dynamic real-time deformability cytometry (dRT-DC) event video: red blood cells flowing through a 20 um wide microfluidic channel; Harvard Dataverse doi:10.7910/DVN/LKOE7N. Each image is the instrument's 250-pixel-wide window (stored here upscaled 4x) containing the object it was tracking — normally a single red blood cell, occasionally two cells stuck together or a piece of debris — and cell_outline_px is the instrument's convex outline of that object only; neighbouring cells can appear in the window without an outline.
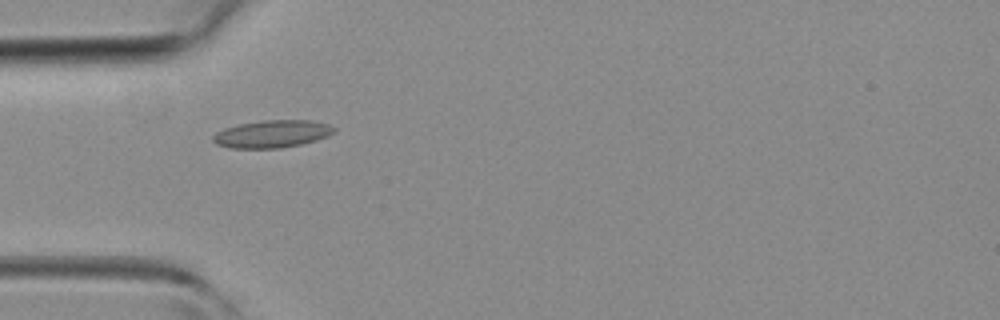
{"species": "common noctule bat (a hibernating species)", "species_latin": "Nyctalus noctula", "temperature_condition": "room temperature", "stored_images_in_passage": 37, "camera_frame_rate_fps": 3000, "um_per_image_px": 0.085, "animal": {"sex": "female", "body_mass_g": 19.3, "forearm_length_mm": 54.1}, "frame": {"image": 1, "passage_image": 8, "time_ms": 2.333, "image_size_px": [1000, 320], "cell_outline_px": [[336, 128], [328, 136], [316, 140], [300, 144], [280, 148], [228, 148], [216, 144], [212, 140], [212, 136], [216, 132], [224, 128], [240, 124], [264, 120], [312, 120], [328, 124]], "centroid_in_image_um": [23.1, 11.38], "position_along_channel_um": 61.9, "area_um2": 19.36}}
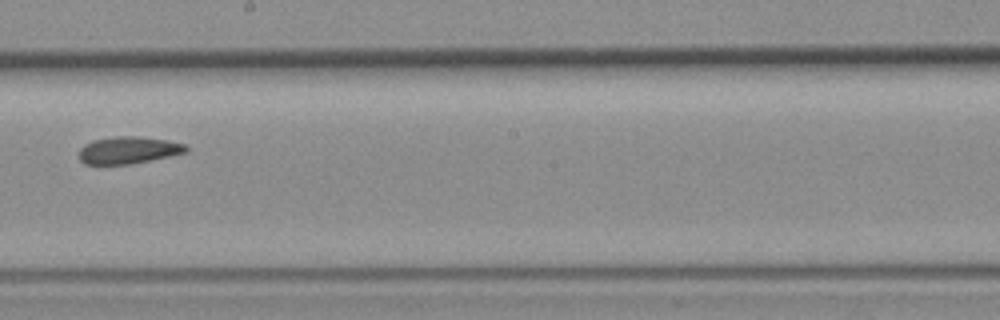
{"frame": {"image": 2, "passage_image": 19, "time_ms": 6.0, "image_size_px": [1000, 320], "cell_outline_px": [[188, 152], [128, 164], [84, 164], [80, 160], [80, 148], [84, 144], [92, 140], [116, 136], [140, 136], [168, 140], [184, 144], [188, 148]], "centroid_in_image_um": [10.9, 12.75], "position_along_channel_um": 237.3, "area_um2": 16.82}}
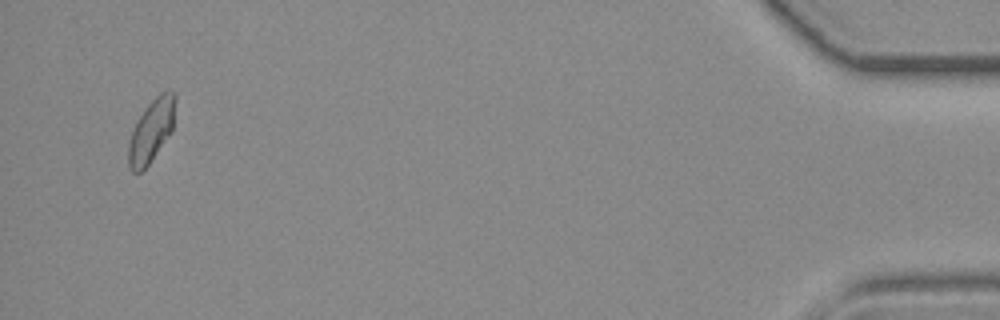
{"frame": {"image": 3, "passage_image": 36, "time_ms": 11.667, "image_size_px": [1000, 320], "cell_outline_px": [[176, 100], [172, 132], [148, 164], [140, 172], [132, 172], [128, 164], [128, 144], [136, 120], [148, 104], [160, 92], [168, 88], [172, 88], [176, 92]], "centroid_in_image_um": [12.89, 11.04], "position_along_channel_um": 422.3, "area_um2": 17.34}}